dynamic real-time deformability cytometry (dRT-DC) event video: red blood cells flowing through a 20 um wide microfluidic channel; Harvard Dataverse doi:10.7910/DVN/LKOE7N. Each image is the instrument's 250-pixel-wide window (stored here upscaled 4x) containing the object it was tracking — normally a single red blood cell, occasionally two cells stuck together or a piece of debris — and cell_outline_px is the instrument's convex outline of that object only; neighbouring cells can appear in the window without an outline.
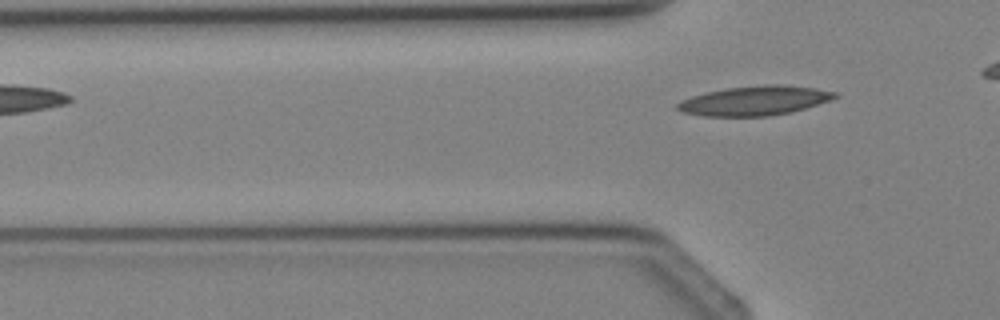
{"species": "Egyptian fruit bat (a non-hibernating species)", "species_latin": "Rousettus aegyptiacus", "temperature_condition": "cold", "stored_images_in_passage": 2, "camera_frame_rate_fps": 3000, "um_per_image_px": 0.085, "animal": {"sex": "female"}, "frame": {"image": 1, "passage_image": 2, "time_ms": 1.0, "image_size_px": [1000, 320], "cell_outline_px": [[840, 96], [792, 112], [768, 116], [704, 116], [680, 112], [676, 108], [676, 104], [680, 100], [692, 96], [708, 92], [728, 88], [764, 84], [776, 84], [816, 88], [836, 92]], "centroid_in_image_um": [64.11, 8.56], "position_along_channel_um": 61.7, "area_um2": 26.88}}